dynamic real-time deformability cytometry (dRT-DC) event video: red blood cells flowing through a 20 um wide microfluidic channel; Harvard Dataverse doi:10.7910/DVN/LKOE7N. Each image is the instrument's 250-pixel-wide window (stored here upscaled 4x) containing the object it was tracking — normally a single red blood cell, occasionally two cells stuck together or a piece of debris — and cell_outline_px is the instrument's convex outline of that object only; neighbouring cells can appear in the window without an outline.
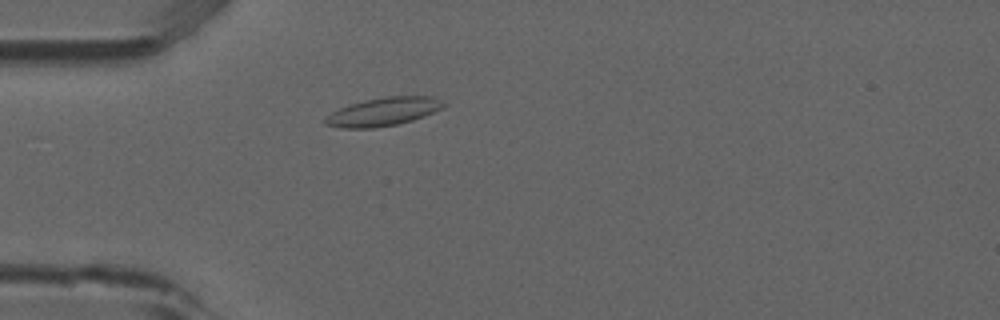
{"species": "common noctule bat (a hibernating species)", "species_latin": "Nyctalus noctula", "temperature_condition": "room temperature", "stored_images_in_passage": 41, "camera_frame_rate_fps": 3000, "um_per_image_px": 0.085, "animal": {"sex": "male", "forearm_length_mm": 52.5}, "frame": {"image": 1, "passage_image": 3, "time_ms": 0.667, "image_size_px": [1000, 320], "cell_outline_px": [[448, 104], [444, 108], [424, 116], [412, 120], [396, 124], [372, 128], [340, 128], [324, 124], [324, 120], [332, 112], [340, 108], [364, 100], [384, 96], [436, 96]], "centroid_in_image_um": [32.65, 9.48], "position_along_channel_um": 52.4, "area_um2": 19.59}}
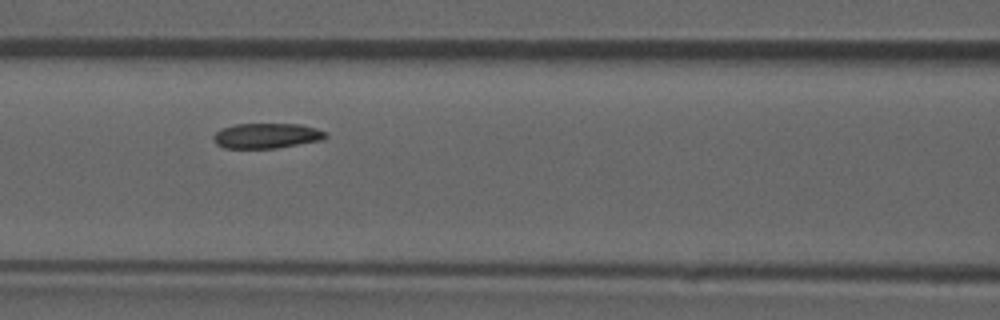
{"frame": {"image": 2, "passage_image": 11, "time_ms": 3.333, "image_size_px": [1000, 320], "cell_outline_px": [[328, 136], [324, 140], [276, 148], [224, 148], [216, 144], [212, 140], [212, 136], [220, 128], [236, 124], [300, 124], [316, 128], [328, 132]], "centroid_in_image_um": [22.67, 11.54], "position_along_channel_um": 143.9, "area_um2": 16.7}}
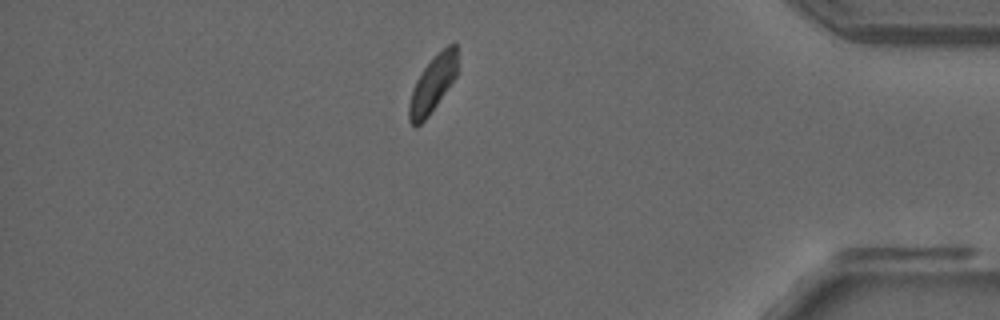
{"frame": {"image": 3, "passage_image": 34, "time_ms": 11.0, "image_size_px": [1000, 320], "cell_outline_px": [[456, 76], [428, 116], [416, 128], [408, 120], [408, 104], [412, 88], [416, 80], [424, 68], [448, 44], [456, 44]], "centroid_in_image_um": [36.72, 7.21], "position_along_channel_um": 398.5, "area_um2": 15.43}, "authors_computed_cell_mechanics": {"area_um2": 16.8776, "velocity_mm_per_s": 3.7962, "shape_relaxation_time_tau1_ms": 6.7669, "shape_relaxation_time_tau2_ms": 2.7605, "deformation_change_tau1": 0.1058, "deformation_change_tau2": 0.0706}}